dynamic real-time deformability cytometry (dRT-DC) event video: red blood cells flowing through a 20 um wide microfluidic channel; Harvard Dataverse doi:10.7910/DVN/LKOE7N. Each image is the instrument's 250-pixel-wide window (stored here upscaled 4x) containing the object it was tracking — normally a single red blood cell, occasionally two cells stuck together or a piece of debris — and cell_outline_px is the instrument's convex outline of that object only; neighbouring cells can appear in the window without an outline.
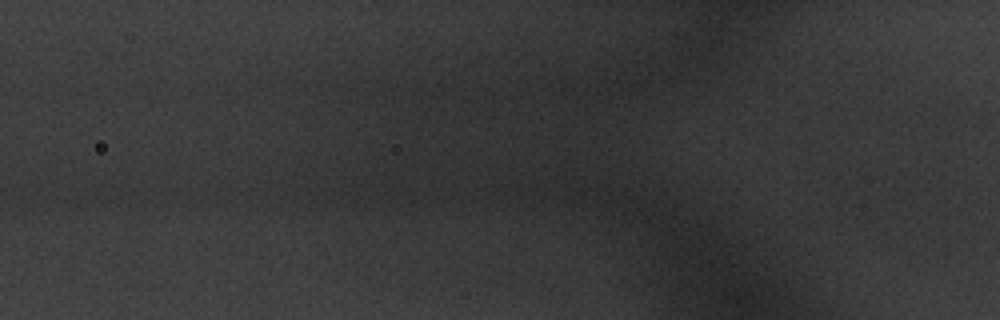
{"species": "common noctule bat (a hibernating species)", "species_latin": "Nyctalus noctula", "temperature_condition": "warm", "stored_images_in_passage": 3, "camera_frame_rate_fps": 3000, "um_per_image_px": 0.085, "animal": {"sex": "male", "body_mass_g": 20.1, "forearm_length_mm": 53.5}, "frame": {"image": 1, "passage_image": 3, "time_ms": 0.667, "image_size_px": [1000, 320], "cell_outline_px": [[652, 188], [648, 196], [616, 196], [528, 188], [508, 184], [508, 180], [520, 164], [528, 160], [600, 168], [644, 184]], "centroid_in_image_um": [48.9, 15.28], "position_along_channel_um": 76.9, "area_um2": 23.52}}